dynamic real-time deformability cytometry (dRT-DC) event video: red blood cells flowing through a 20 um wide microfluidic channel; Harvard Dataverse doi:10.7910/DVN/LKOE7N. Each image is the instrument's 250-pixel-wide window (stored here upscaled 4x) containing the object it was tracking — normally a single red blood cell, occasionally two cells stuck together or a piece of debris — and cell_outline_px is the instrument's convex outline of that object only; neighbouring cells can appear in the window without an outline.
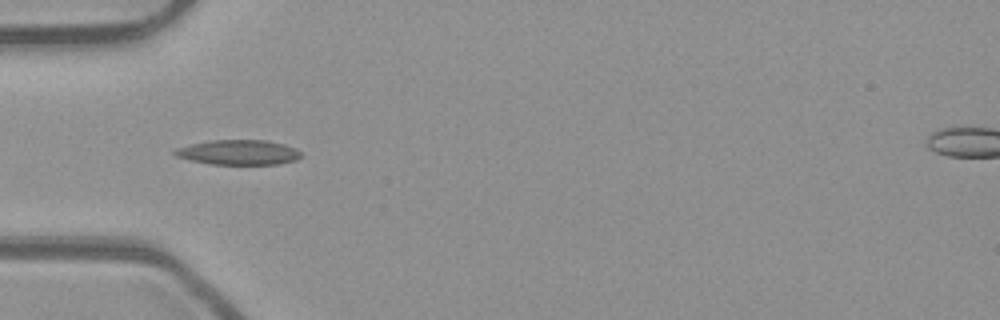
{"species": "common noctule bat (a hibernating species)", "species_latin": "Nyctalus noctula", "temperature_condition": "room temperature", "stored_images_in_passage": 7, "camera_frame_rate_fps": 3000, "um_per_image_px": 0.085, "animal": {"sex": "male", "body_mass_g": 23.1, "forearm_length_mm": 52.7}, "frame": {"image": 1, "passage_image": 1, "time_ms": 0.0, "image_size_px": [1000, 320], "cell_outline_px": [[304, 156], [296, 160], [280, 164], [212, 164], [192, 160], [176, 156], [172, 152], [176, 148], [208, 140], [268, 140], [284, 144], [296, 148]], "centroid_in_image_um": [20.32, 12.94], "position_along_channel_um": 64.7, "area_um2": 18.38}}
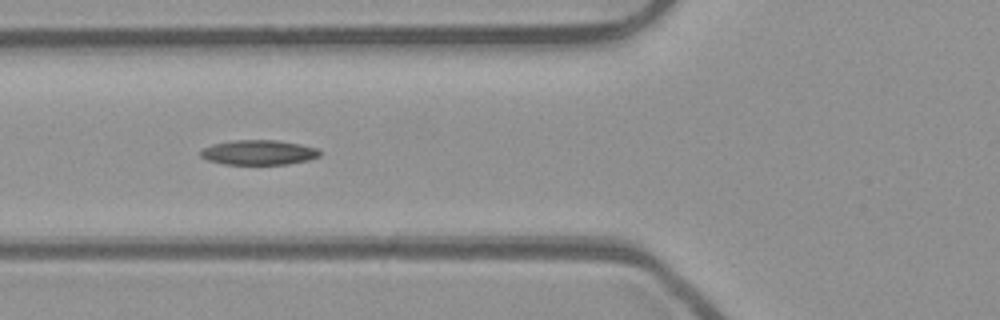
{"frame": {"image": 2, "passage_image": 4, "time_ms": 1.0, "image_size_px": [1000, 320], "cell_outline_px": [[320, 156], [308, 160], [288, 164], [224, 164], [208, 160], [200, 156], [200, 152], [204, 148], [212, 144], [232, 140], [276, 140], [300, 144], [316, 148], [320, 152]], "centroid_in_image_um": [21.98, 12.95], "position_along_channel_um": 103.8, "area_um2": 17.17}}